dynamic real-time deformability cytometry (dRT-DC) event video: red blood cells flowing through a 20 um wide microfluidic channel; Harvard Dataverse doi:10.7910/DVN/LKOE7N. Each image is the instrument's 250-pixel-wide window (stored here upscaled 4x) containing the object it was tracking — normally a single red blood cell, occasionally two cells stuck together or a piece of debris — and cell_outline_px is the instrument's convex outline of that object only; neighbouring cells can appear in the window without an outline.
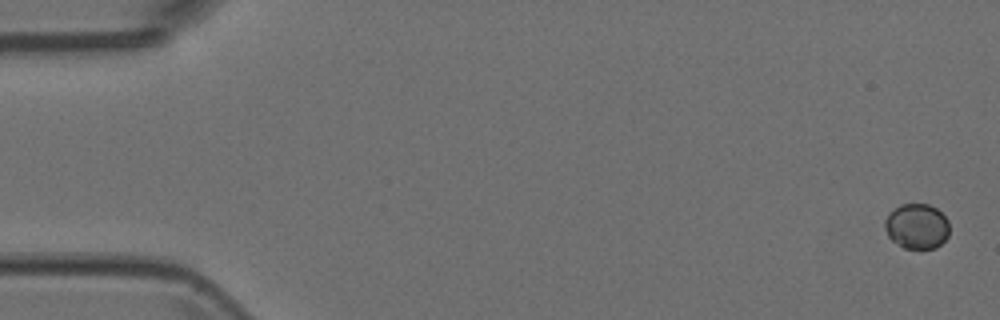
{"species": "Egyptian fruit bat (a non-hibernating species)", "species_latin": "Rousettus aegyptiacus", "temperature_condition": "room temperature", "stored_images_in_passage": 5, "camera_frame_rate_fps": 3000, "um_per_image_px": 0.085, "animal": {"sex": "female"}, "frame": {"image": 1, "passage_image": 1, "time_ms": 0.0, "image_size_px": [1000, 320], "cell_outline_px": [[948, 236], [936, 248], [920, 252], [904, 248], [892, 240], [888, 236], [884, 228], [884, 220], [900, 204], [928, 204], [936, 208], [948, 220]], "centroid_in_image_um": [77.93, 19.29], "position_along_channel_um": 7.1, "area_um2": 17.28}}
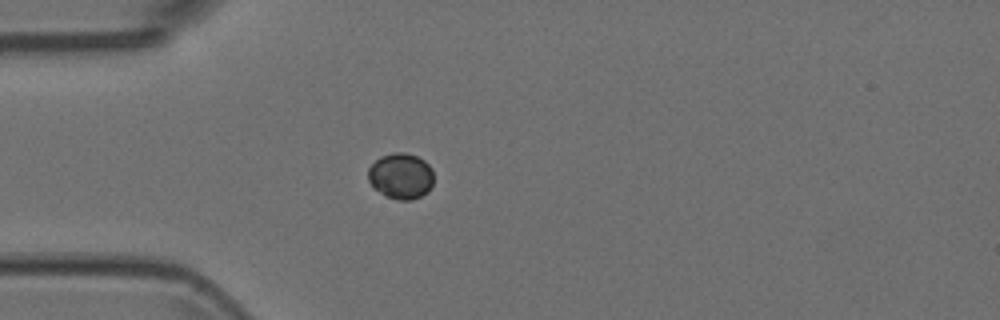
{"frame": {"image": 2, "passage_image": 5, "time_ms": 1.333, "image_size_px": [1000, 320], "cell_outline_px": [[432, 184], [428, 192], [412, 200], [396, 200], [384, 196], [372, 188], [368, 180], [368, 168], [380, 156], [392, 152], [404, 152], [416, 156], [424, 160], [432, 168]], "centroid_in_image_um": [34.04, 14.97], "position_along_channel_um": 51.0, "area_um2": 17.8}}